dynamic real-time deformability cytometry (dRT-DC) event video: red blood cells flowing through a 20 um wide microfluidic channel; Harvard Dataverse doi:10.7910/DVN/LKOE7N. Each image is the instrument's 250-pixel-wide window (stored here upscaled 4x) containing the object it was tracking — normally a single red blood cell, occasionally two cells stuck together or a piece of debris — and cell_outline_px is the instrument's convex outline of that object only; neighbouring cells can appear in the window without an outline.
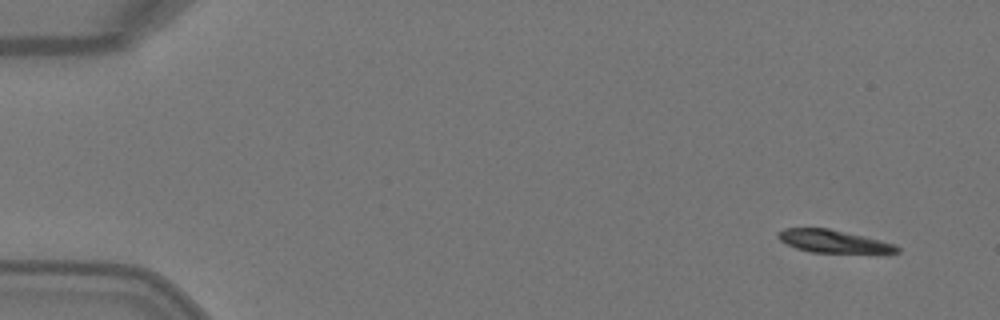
{"species": "Egyptian fruit bat (a non-hibernating species)", "species_latin": "Rousettus aegyptiacus", "temperature_condition": "warm", "stored_images_in_passage": 5, "camera_frame_rate_fps": 3000, "um_per_image_px": 0.085, "animal": {"sex": "female"}, "frame": {"image": 1, "passage_image": 1, "time_ms": 0.0, "image_size_px": [1000, 320], "cell_outline_px": [[900, 252], [888, 256], [812, 252], [796, 248], [780, 240], [776, 236], [776, 232], [784, 228], [828, 228], [864, 236], [896, 244], [900, 248]], "centroid_in_image_um": [71.01, 20.57], "position_along_channel_um": 14.0, "area_um2": 16.76}}
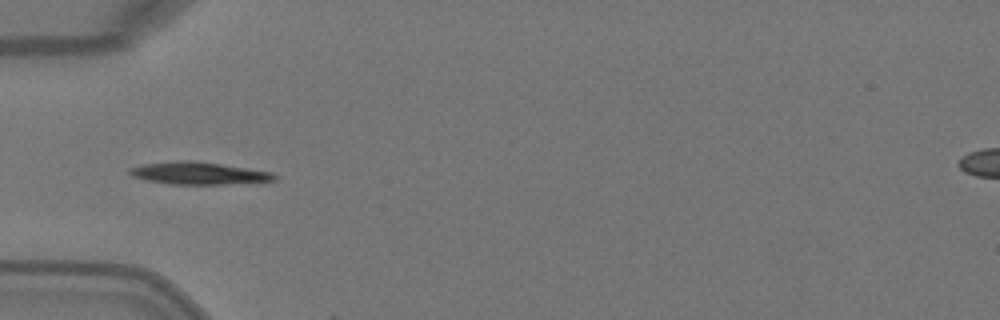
{"frame": {"image": 2, "passage_image": 4, "time_ms": 1.0, "image_size_px": [1000, 320], "cell_outline_px": [[280, 176], [276, 180], [224, 184], [168, 184], [144, 180], [132, 176], [128, 172], [128, 168], [144, 164], [172, 160], [192, 160], [248, 168], [272, 172]], "centroid_in_image_um": [16.85, 14.72], "position_along_channel_um": 68.1, "area_um2": 19.02}}